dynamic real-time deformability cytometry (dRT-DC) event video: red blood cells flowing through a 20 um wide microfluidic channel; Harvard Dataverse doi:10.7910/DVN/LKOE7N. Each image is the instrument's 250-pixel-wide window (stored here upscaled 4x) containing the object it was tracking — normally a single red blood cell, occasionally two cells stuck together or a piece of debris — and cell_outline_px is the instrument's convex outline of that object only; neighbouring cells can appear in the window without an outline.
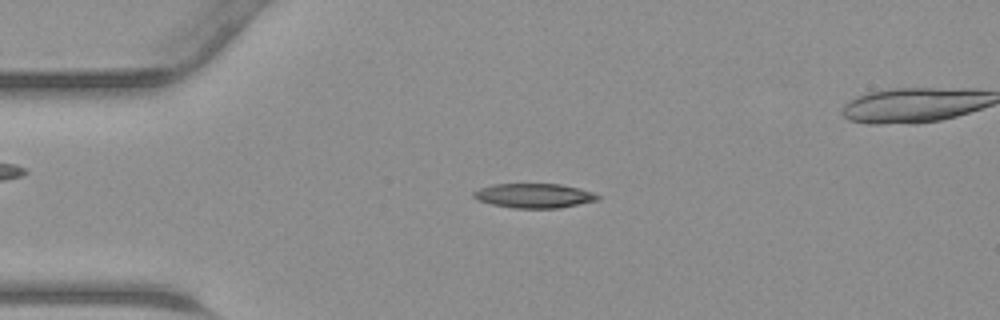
{"species": "common noctule bat (a hibernating species)", "species_latin": "Nyctalus noctula", "temperature_condition": "warm", "stored_images_in_passage": 39, "camera_frame_rate_fps": 3000, "um_per_image_px": 0.085, "animal": {"sex": "male", "body_mass_g": 23.1, "forearm_length_mm": 52.7}, "frame": {"image": 1, "passage_image": 7, "time_ms": 2.0, "image_size_px": [1000, 320], "cell_outline_px": [[600, 200], [560, 208], [516, 208], [492, 204], [476, 200], [472, 196], [472, 192], [480, 188], [496, 184], [560, 184], [580, 188], [592, 192], [600, 196]], "centroid_in_image_um": [45.41, 16.63], "position_along_channel_um": 39.6, "area_um2": 17.74}}
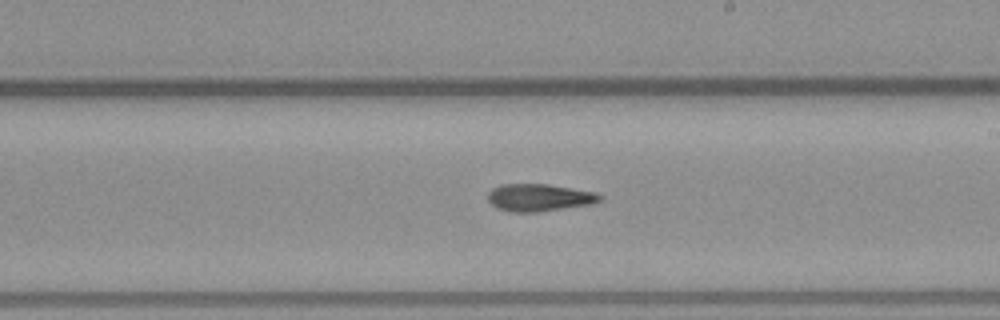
{"frame": {"image": 2, "passage_image": 22, "time_ms": 7.0, "image_size_px": [1000, 320], "cell_outline_px": [[604, 196], [600, 200], [592, 204], [536, 212], [508, 212], [496, 208], [488, 200], [488, 192], [492, 188], [500, 184], [548, 184], [596, 192]], "centroid_in_image_um": [45.82, 16.79], "position_along_channel_um": 243.2, "area_um2": 17.98}}
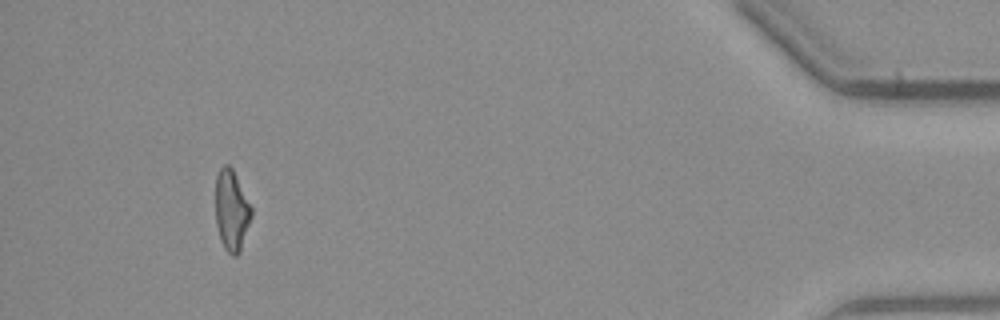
{"frame": {"image": 3, "passage_image": 38, "time_ms": 12.333, "image_size_px": [1000, 320], "cell_outline_px": [[252, 216], [240, 252], [236, 256], [232, 256], [224, 248], [220, 240], [216, 224], [216, 176], [220, 168], [224, 164], [228, 164], [232, 168], [252, 208]], "centroid_in_image_um": [19.68, 17.91], "position_along_channel_um": 415.5, "area_um2": 16.88}}